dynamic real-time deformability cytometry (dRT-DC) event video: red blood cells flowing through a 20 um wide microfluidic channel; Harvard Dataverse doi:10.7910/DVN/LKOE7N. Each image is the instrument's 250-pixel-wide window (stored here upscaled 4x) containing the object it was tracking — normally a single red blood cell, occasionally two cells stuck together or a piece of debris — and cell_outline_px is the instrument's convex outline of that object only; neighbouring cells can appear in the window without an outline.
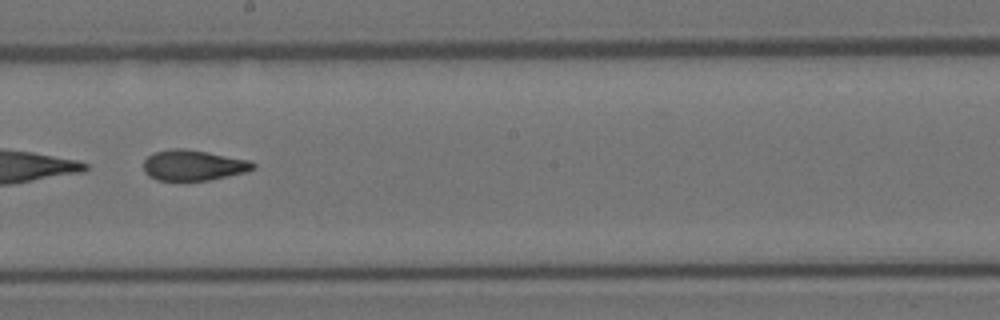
{"species": "Egyptian fruit bat (a non-hibernating species)", "species_latin": "Rousettus aegyptiacus", "temperature_condition": "room temperature", "stored_images_in_passage": 50, "camera_frame_rate_fps": 3000, "um_per_image_px": 0.085, "animal": {"sex": "female"}, "frame": {"image": 1, "passage_image": 29, "time_ms": 9.333, "image_size_px": [1000, 320], "cell_outline_px": [[256, 168], [244, 172], [208, 180], [156, 180], [148, 176], [144, 172], [144, 160], [148, 156], [156, 152], [172, 148], [184, 148], [208, 152], [252, 160], [256, 164]], "centroid_in_image_um": [16.44, 14.04], "position_along_channel_um": 231.8, "area_um2": 19.54}, "authors_computed_cell_mechanics": {"area_um2": 21.5016, "velocity_mm_per_s": 3.9632, "shape_relaxation_time_tau1_ms": 9.4963, "shape_relaxation_time_tau2_ms": 1.7106, "deformation_change_tau1": 0.2559, "deformation_change_tau2": 0.092}}